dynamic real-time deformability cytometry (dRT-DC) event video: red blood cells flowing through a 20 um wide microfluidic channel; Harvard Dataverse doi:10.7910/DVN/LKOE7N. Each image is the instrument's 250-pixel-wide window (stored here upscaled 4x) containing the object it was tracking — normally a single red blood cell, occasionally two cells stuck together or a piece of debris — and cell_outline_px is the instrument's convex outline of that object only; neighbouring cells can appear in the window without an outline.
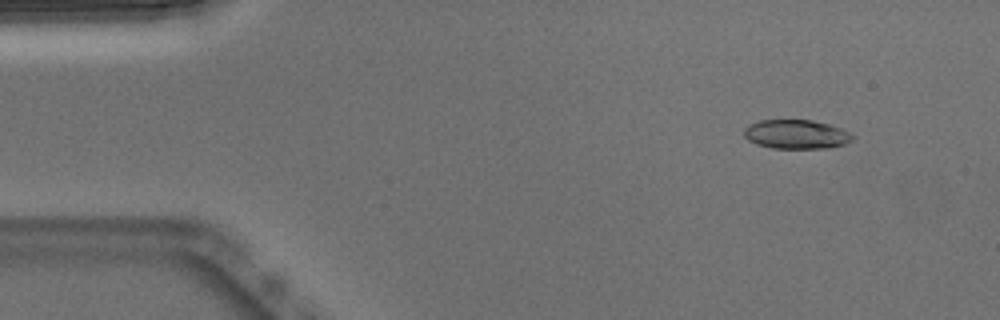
{"species": "Egyptian fruit bat (a non-hibernating species)", "species_latin": "Rousettus aegyptiacus", "temperature_condition": "warm", "stored_images_in_passage": 52, "camera_frame_rate_fps": 3000, "um_per_image_px": 0.085, "animal": {"sex": "male"}, "frame": {"image": 1, "passage_image": 5, "time_ms": 1.333, "image_size_px": [1000, 320], "cell_outline_px": [[856, 136], [852, 140], [844, 144], [828, 148], [772, 148], [756, 144], [748, 140], [744, 136], [744, 128], [748, 124], [760, 120], [812, 120], [828, 124], [840, 128]], "centroid_in_image_um": [67.66, 11.41], "position_along_channel_um": 17.3, "area_um2": 18.44}}
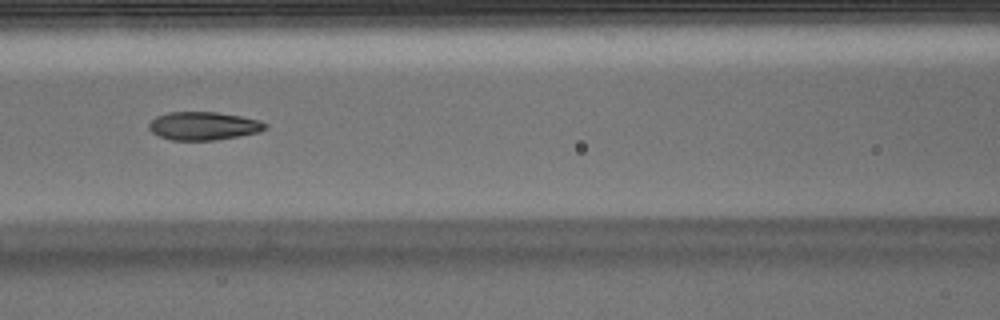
{"frame": {"image": 2, "passage_image": 22, "time_ms": 7.0, "image_size_px": [1000, 320], "cell_outline_px": [[268, 128], [260, 132], [240, 136], [216, 140], [172, 140], [160, 136], [152, 132], [148, 128], [148, 124], [156, 116], [168, 112], [216, 112], [240, 116], [260, 120], [268, 124]], "centroid_in_image_um": [17.33, 10.7], "position_along_channel_um": 149.3, "area_um2": 19.25}}
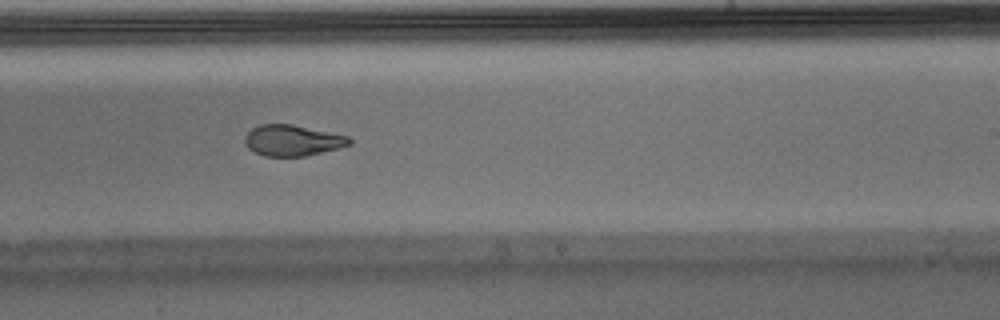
{"frame": {"image": 3, "passage_image": 31, "time_ms": 10.0, "image_size_px": [1000, 320], "cell_outline_px": [[352, 144], [340, 148], [304, 156], [264, 156], [248, 148], [244, 140], [244, 136], [252, 128], [260, 124], [292, 124], [348, 136], [352, 140]], "centroid_in_image_um": [24.86, 11.93], "position_along_channel_um": 264.1, "area_um2": 18.84}, "authors_computed_cell_mechanics": {"area_um2": 19.5653, "velocity_mm_per_s": 3.837, "shape_relaxation_time_tau1_ms": 8.1881, "shape_relaxation_time_tau2_ms": 1.6485, "deformation_change_tau1": 0.258, "deformation_change_tau2": 0.0843}}